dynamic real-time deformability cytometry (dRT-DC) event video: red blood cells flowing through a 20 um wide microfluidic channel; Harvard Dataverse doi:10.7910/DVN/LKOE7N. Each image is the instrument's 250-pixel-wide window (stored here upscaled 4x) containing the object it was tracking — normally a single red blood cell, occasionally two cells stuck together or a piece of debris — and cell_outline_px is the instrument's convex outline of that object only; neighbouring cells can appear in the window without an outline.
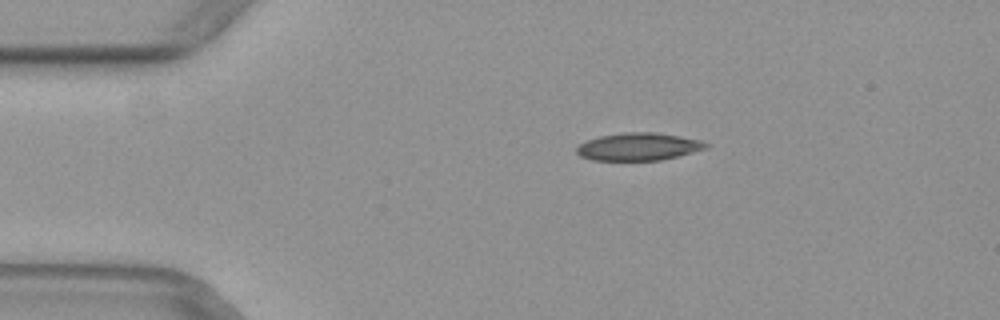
{"species": "common noctule bat (a hibernating species)", "species_latin": "Nyctalus noctula", "temperature_condition": "warm", "stored_images_in_passage": 51, "camera_frame_rate_fps": 3000, "um_per_image_px": 0.085, "animal": {"sex": "female", "body_mass_g": 29.2, "forearm_length_mm": 56.3}, "frame": {"image": 1, "passage_image": 10, "time_ms": 3.0, "image_size_px": [1000, 320], "cell_outline_px": [[708, 148], [660, 160], [592, 160], [580, 156], [576, 152], [576, 148], [580, 144], [588, 140], [600, 136], [624, 132], [656, 132], [680, 136], [700, 140], [708, 144]], "centroid_in_image_um": [54.26, 12.46], "position_along_channel_um": 30.7, "area_um2": 20.63}}
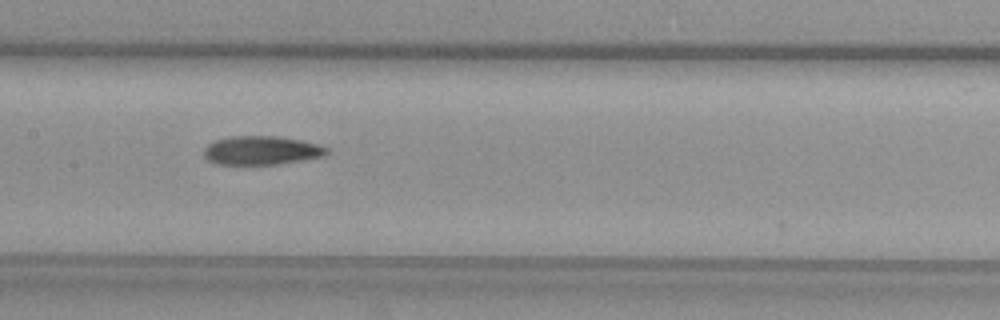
{"frame": {"image": 2, "passage_image": 25, "time_ms": 8.0, "image_size_px": [1000, 320], "cell_outline_px": [[328, 152], [324, 156], [276, 164], [216, 164], [208, 160], [204, 156], [204, 148], [208, 144], [216, 140], [232, 136], [276, 136], [300, 140], [316, 144], [328, 148]], "centroid_in_image_um": [22.19, 12.78], "position_along_channel_um": 185.2, "area_um2": 20.35}}
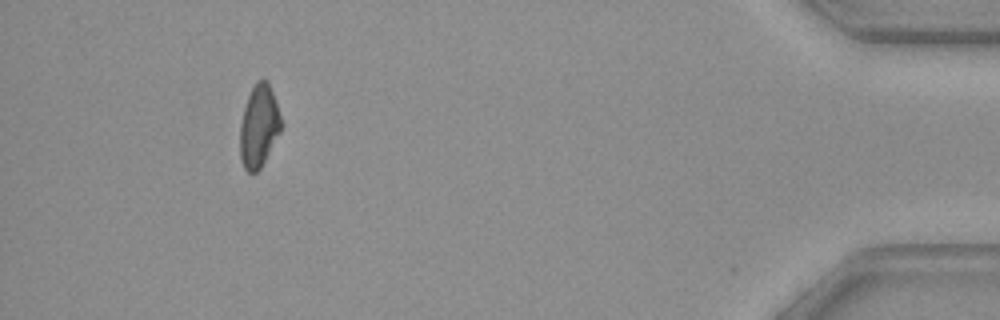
{"frame": {"image": 3, "passage_image": 47, "time_ms": 15.333, "image_size_px": [1000, 320], "cell_outline_px": [[280, 132], [260, 168], [256, 172], [248, 172], [244, 168], [240, 160], [240, 124], [244, 108], [248, 96], [256, 80], [268, 80], [280, 116]], "centroid_in_image_um": [21.98, 10.73], "position_along_channel_um": 413.2, "area_um2": 19.36}}